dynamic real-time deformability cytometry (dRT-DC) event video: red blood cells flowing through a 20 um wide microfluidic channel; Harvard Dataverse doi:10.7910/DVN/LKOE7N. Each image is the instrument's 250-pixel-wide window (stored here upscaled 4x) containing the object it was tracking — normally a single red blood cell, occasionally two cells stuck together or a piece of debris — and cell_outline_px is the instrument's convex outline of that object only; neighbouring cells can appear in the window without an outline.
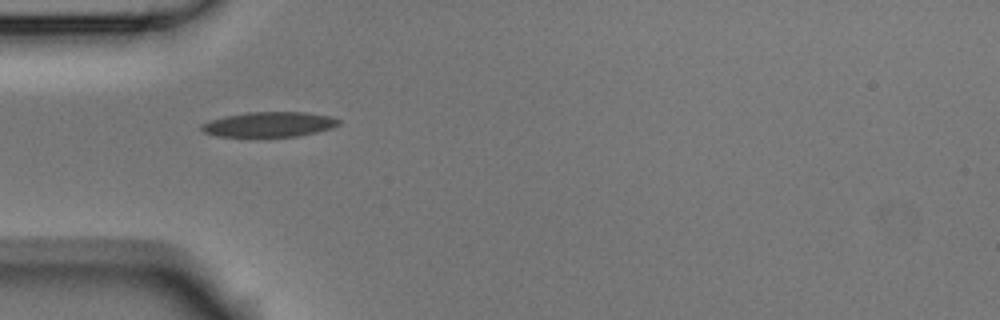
{"species": "Egyptian fruit bat (a non-hibernating species)", "species_latin": "Rousettus aegyptiacus", "temperature_condition": "room temperature", "stored_images_in_passage": 1, "camera_frame_rate_fps": 3000, "um_per_image_px": 0.085, "animal": {"sex": "male"}, "frame": {"image": 1, "passage_image": 1, "time_ms": 0.0, "image_size_px": [1000, 320], "cell_outline_px": [[340, 124], [332, 128], [316, 132], [296, 136], [216, 136], [204, 132], [200, 128], [200, 124], [208, 120], [248, 112], [304, 112], [332, 116], [340, 120]], "centroid_in_image_um": [22.89, 10.56], "position_along_channel_um": 62.1, "area_um2": 19.88}}